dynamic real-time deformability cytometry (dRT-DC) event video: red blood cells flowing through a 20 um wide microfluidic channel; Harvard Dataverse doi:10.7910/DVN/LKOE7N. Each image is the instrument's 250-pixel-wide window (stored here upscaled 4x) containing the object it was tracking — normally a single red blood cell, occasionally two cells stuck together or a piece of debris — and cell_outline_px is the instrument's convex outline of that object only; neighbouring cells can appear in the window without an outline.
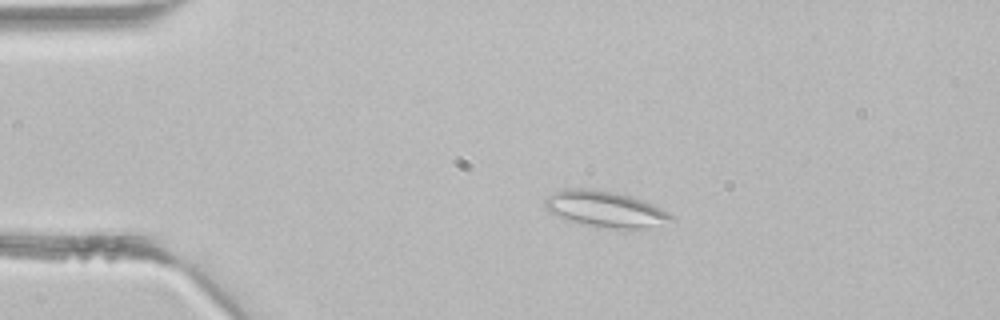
{"species": "common noctule bat (a hibernating species)", "species_latin": "Nyctalus noctula", "temperature_condition": "room temperature", "stored_images_in_passage": 42, "segment_of_instrument_passage": [1, 2], "camera_frame_rate_fps": 3000, "um_per_image_px": 0.085, "animal": {"sex": "male", "body_mass_g": 21.5, "forearm_length_mm": 52.0}, "frame": {"image": 1, "passage_image": 8, "time_ms": 2.333, "image_size_px": [1000, 320], "cell_outline_px": [[676, 220], [644, 228], [616, 228], [584, 224], [568, 220], [548, 212], [544, 208], [544, 200], [552, 192], [564, 188], [592, 188], [616, 192], [632, 196], [644, 200], [668, 212]], "centroid_in_image_um": [51.41, 17.74], "position_along_channel_um": 33.6, "area_um2": 26.53}}
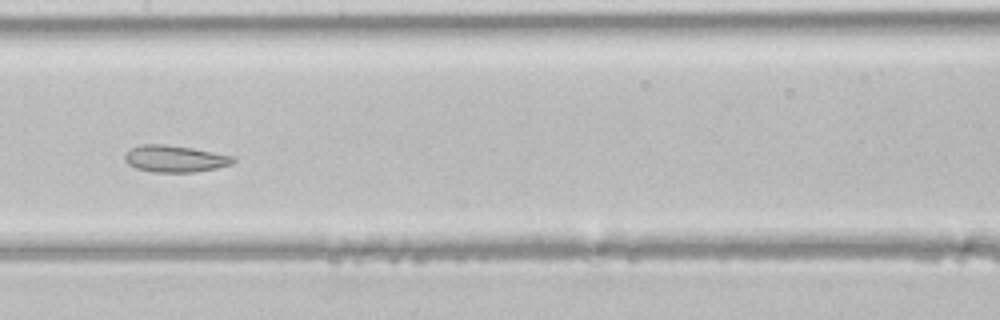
{"frame": {"image": 2, "passage_image": 21, "time_ms": 6.667, "image_size_px": [1000, 320], "cell_outline_px": [[236, 160], [232, 164], [216, 168], [196, 172], [152, 172], [136, 168], [128, 164], [124, 160], [124, 156], [132, 148], [140, 144], [164, 144], [192, 148], [232, 156]], "centroid_in_image_um": [14.85, 13.5], "position_along_channel_um": 192.5, "area_um2": 16.82}}
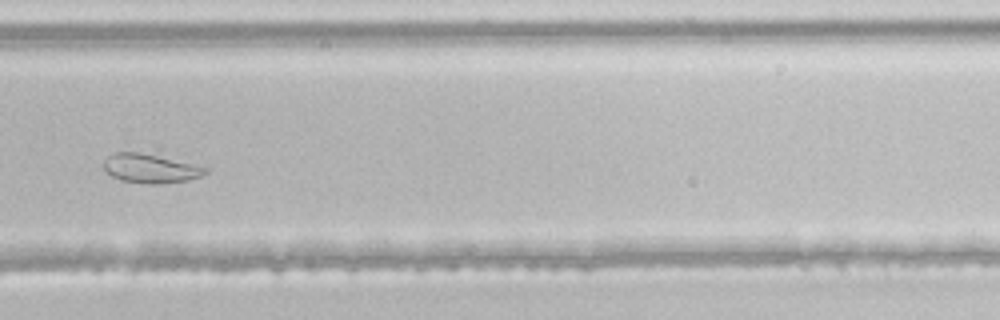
{"frame": {"image": 3, "passage_image": 29, "time_ms": 9.333, "image_size_px": [1000, 320], "cell_outline_px": [[208, 172], [200, 176], [188, 180], [160, 184], [144, 184], [120, 180], [104, 172], [104, 160], [112, 152], [140, 152], [192, 164], [208, 168]], "centroid_in_image_um": [12.73, 14.33], "position_along_channel_um": 317.1, "area_um2": 17.17}}